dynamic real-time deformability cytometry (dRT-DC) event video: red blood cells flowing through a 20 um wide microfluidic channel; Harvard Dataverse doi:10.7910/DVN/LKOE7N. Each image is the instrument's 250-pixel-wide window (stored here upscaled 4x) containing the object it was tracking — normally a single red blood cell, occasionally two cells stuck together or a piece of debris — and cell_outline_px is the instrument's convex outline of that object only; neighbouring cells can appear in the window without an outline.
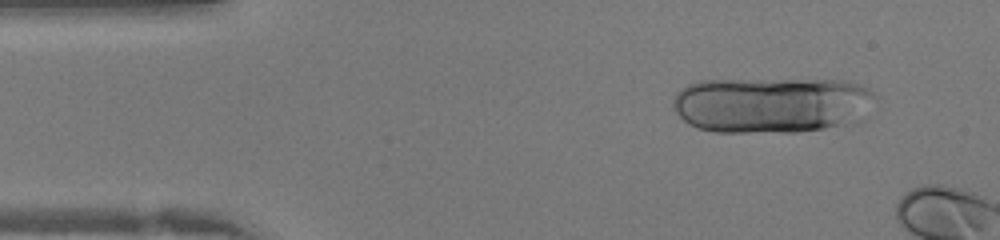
{"species": "human", "species_latin": "Homo sapiens", "temperature_condition": "warm", "stored_images_in_passage": 8, "camera_frame_rate_fps": 3000, "um_per_image_px": 0.085, "donor": {"sex": "female"}, "frame": {"image": 1, "passage_image": 4, "time_ms": 1.0, "image_size_px": [1000, 240], "cell_outline_px": [[876, 96], [836, 124], [824, 128], [796, 132], [716, 132], [696, 128], [688, 124], [676, 112], [672, 104], [672, 100], [676, 92], [688, 84], [700, 80], [844, 80], [860, 84], [868, 88]], "centroid_in_image_um": [65.32, 8.88], "position_along_channel_um": 19.7, "area_um2": 64.22}}